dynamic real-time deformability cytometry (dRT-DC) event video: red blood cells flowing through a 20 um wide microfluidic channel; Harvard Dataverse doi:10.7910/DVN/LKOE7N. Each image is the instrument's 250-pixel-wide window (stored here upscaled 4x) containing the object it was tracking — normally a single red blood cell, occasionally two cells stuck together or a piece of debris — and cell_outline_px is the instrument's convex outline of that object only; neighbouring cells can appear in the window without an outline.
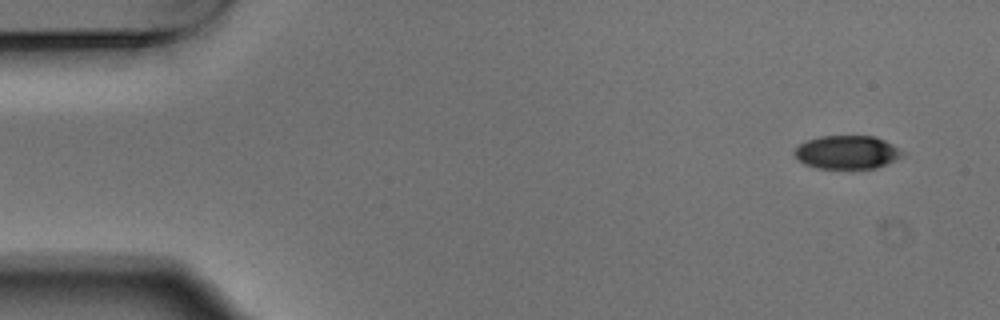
{"species": "Egyptian fruit bat (a non-hibernating species)", "species_latin": "Rousettus aegyptiacus", "temperature_condition": "warm", "stored_images_in_passage": 2, "camera_frame_rate_fps": 3000, "um_per_image_px": 0.085, "animal": {"sex": "male"}, "frame": {"image": 1, "passage_image": 2, "time_ms": 0.333, "image_size_px": [1000, 320], "cell_outline_px": [[904, 156], [876, 168], [816, 168], [804, 164], [792, 152], [804, 140], [820, 136], [876, 136], [892, 144], [904, 152]], "centroid_in_image_um": [71.99, 12.93], "position_along_channel_um": 13.0, "area_um2": 21.04}}